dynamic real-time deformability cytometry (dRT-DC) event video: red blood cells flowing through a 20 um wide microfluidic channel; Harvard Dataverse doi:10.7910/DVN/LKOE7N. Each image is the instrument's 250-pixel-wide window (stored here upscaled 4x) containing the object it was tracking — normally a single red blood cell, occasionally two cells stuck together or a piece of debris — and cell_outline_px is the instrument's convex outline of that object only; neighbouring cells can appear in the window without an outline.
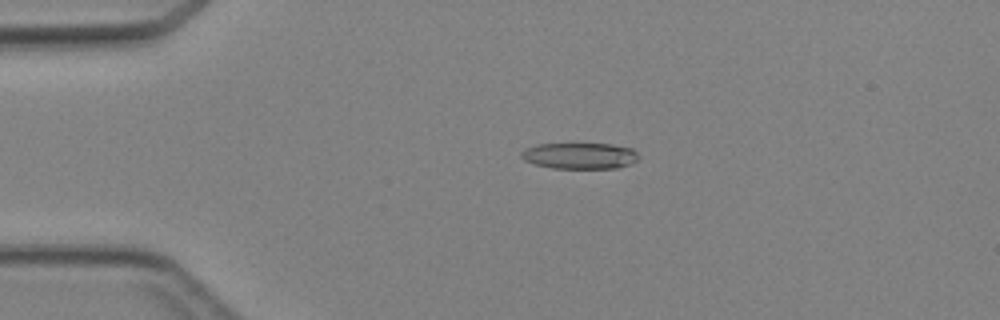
{"species": "Egyptian fruit bat (a non-hibernating species)", "species_latin": "Rousettus aegyptiacus", "temperature_condition": "cold", "stored_images_in_passage": 47, "camera_frame_rate_fps": 3000, "um_per_image_px": 0.085, "animal": {"sex": "female"}, "frame": {"image": 1, "passage_image": 11, "time_ms": 3.333, "image_size_px": [1000, 320], "cell_outline_px": [[640, 160], [632, 164], [616, 168], [552, 168], [536, 164], [524, 160], [520, 156], [520, 152], [524, 148], [536, 144], [612, 144], [632, 148], [640, 156]], "centroid_in_image_um": [49.31, 13.24], "position_along_channel_um": 35.7, "area_um2": 18.09}}
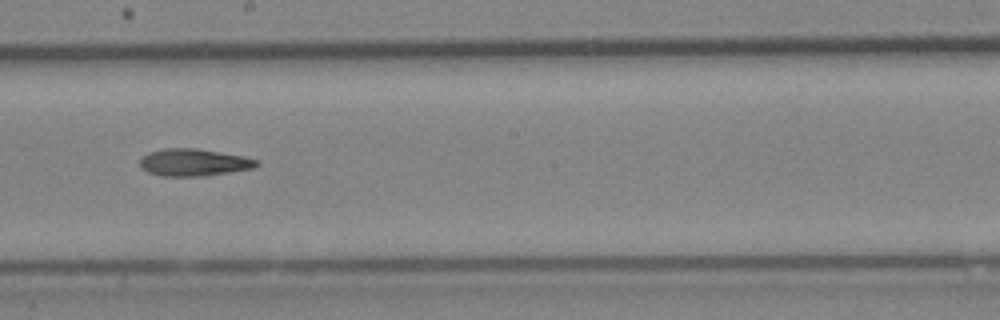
{"frame": {"image": 2, "passage_image": 27, "time_ms": 8.667, "image_size_px": [1000, 320], "cell_outline_px": [[260, 164], [256, 168], [208, 176], [160, 176], [148, 172], [140, 164], [140, 156], [148, 152], [164, 148], [196, 148], [244, 156], [260, 160]], "centroid_in_image_um": [16.52, 13.81], "position_along_channel_um": 231.7, "area_um2": 18.84}}
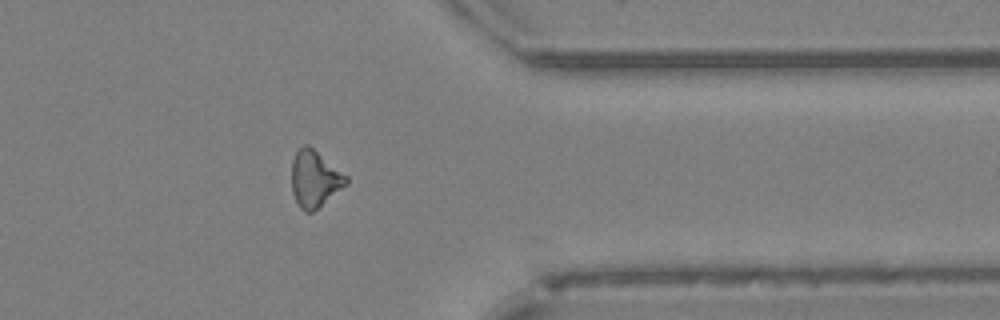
{"frame": {"image": 3, "passage_image": 38, "time_ms": 12.333, "image_size_px": [1000, 320], "cell_outline_px": [[348, 184], [312, 212], [304, 212], [300, 208], [292, 192], [292, 160], [296, 152], [304, 144], [308, 144], [348, 176]], "centroid_in_image_um": [26.76, 15.2], "position_along_channel_um": 384.6, "area_um2": 17.92}}